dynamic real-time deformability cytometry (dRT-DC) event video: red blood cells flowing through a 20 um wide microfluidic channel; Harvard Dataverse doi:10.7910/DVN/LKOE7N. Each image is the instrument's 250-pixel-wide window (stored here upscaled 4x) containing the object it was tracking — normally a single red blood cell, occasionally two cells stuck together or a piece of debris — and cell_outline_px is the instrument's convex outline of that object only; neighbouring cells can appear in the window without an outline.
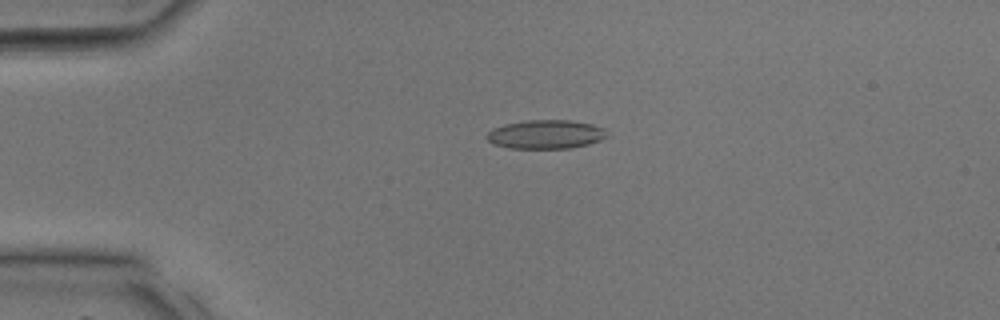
{"species": "common noctule bat (a hibernating species)", "species_latin": "Nyctalus noctula", "temperature_condition": "room temperature", "stored_images_in_passage": 37, "camera_frame_rate_fps": 3000, "um_per_image_px": 0.085, "animal": {"sex": "male", "body_mass_g": 17.9, "forearm_length_mm": 54.2}, "frame": {"image": 1, "passage_image": 9, "time_ms": 2.667, "image_size_px": [1000, 320], "cell_outline_px": [[608, 136], [600, 140], [588, 144], [572, 148], [508, 148], [492, 144], [484, 136], [492, 128], [504, 124], [528, 120], [568, 120], [592, 124], [604, 128]], "centroid_in_image_um": [46.36, 11.42], "position_along_channel_um": 38.6, "area_um2": 20.29}}
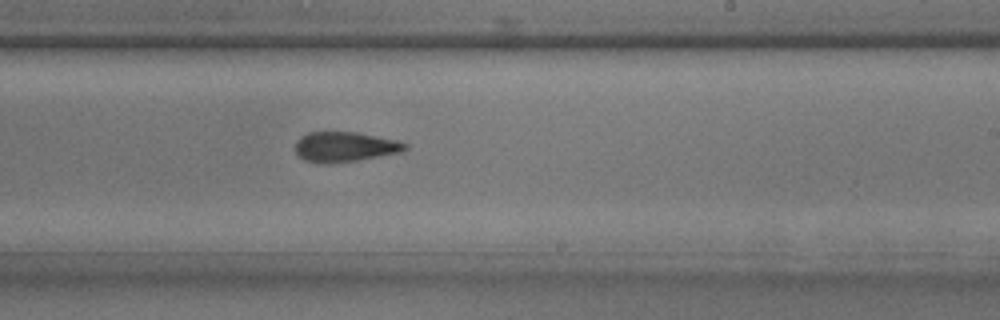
{"frame": {"image": 2, "passage_image": 23, "time_ms": 7.333, "image_size_px": [1000, 320], "cell_outline_px": [[408, 148], [404, 152], [356, 160], [328, 164], [320, 164], [304, 160], [296, 152], [296, 140], [300, 136], [308, 132], [356, 132], [396, 140], [408, 144]], "centroid_in_image_um": [29.31, 12.48], "position_along_channel_um": 259.7, "area_um2": 19.31}}
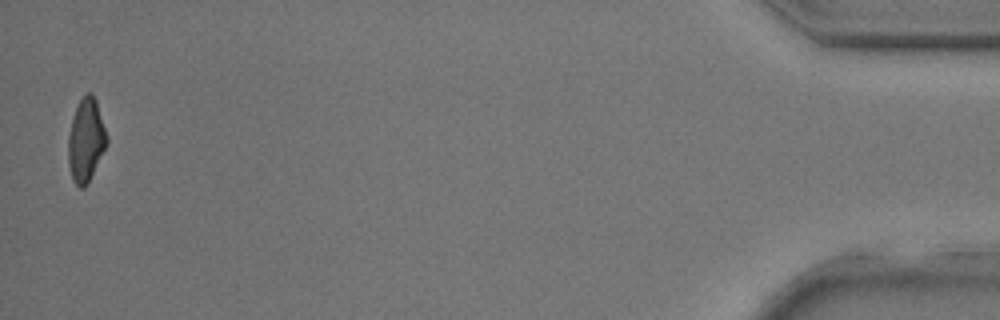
{"frame": {"image": 3, "passage_image": 37, "time_ms": 12.0, "image_size_px": [1000, 320], "cell_outline_px": [[108, 144], [88, 184], [84, 188], [80, 188], [72, 180], [68, 164], [68, 136], [72, 120], [76, 108], [80, 100], [88, 92], [92, 92], [96, 100], [108, 136]], "centroid_in_image_um": [7.32, 11.95], "position_along_channel_um": 427.9, "area_um2": 18.9}}